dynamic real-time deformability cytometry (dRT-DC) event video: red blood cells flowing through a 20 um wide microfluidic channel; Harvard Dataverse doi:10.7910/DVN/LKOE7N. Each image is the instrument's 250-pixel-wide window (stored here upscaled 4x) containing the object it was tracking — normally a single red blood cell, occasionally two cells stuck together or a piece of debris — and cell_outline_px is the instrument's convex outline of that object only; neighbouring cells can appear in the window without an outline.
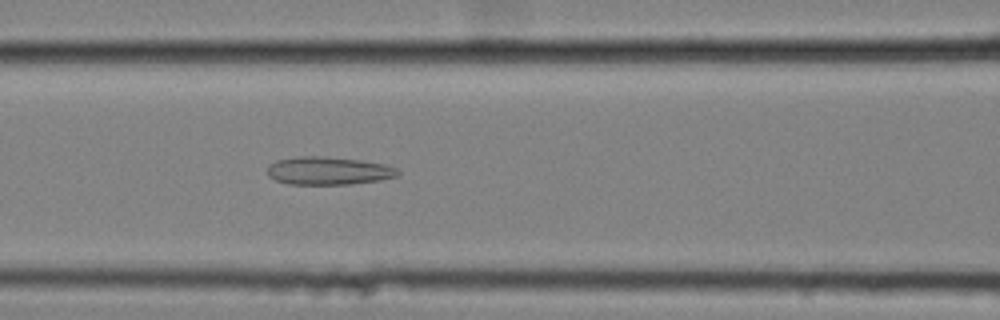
{"species": "common noctule bat (a hibernating species)", "species_latin": "Nyctalus noctula", "temperature_condition": "cold", "stored_images_in_passage": 49, "camera_frame_rate_fps": 3000, "um_per_image_px": 0.085, "animal": {"sex": "female", "body_mass_g": 25.1}, "frame": {"image": 1, "passage_image": 17, "time_ms": 5.333, "image_size_px": [1000, 320], "cell_outline_px": [[400, 172], [396, 176], [380, 180], [348, 184], [288, 184], [276, 180], [268, 176], [268, 164], [276, 160], [300, 156], [324, 156], [360, 160], [384, 164], [396, 168]], "centroid_in_image_um": [27.89, 14.51], "position_along_channel_um": 138.7, "area_um2": 21.21}}
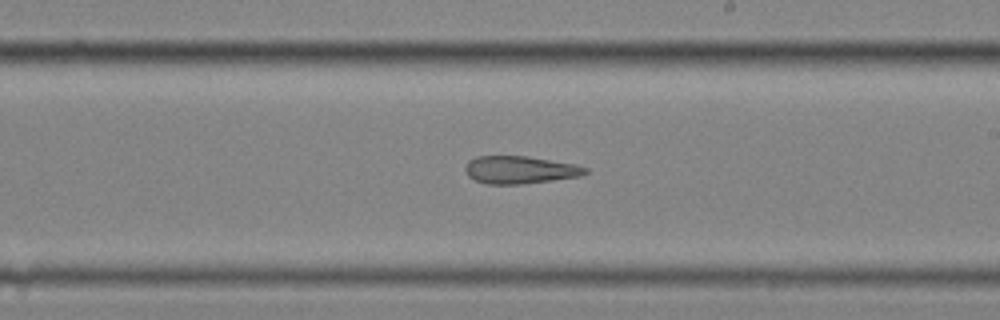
{"frame": {"image": 2, "passage_image": 26, "time_ms": 8.333, "image_size_px": [1000, 320], "cell_outline_px": [[588, 172], [580, 176], [552, 180], [520, 184], [484, 184], [468, 176], [464, 168], [468, 160], [476, 156], [528, 156], [576, 164], [588, 168]], "centroid_in_image_um": [44.18, 14.43], "position_along_channel_um": 244.8, "area_um2": 19.42}}
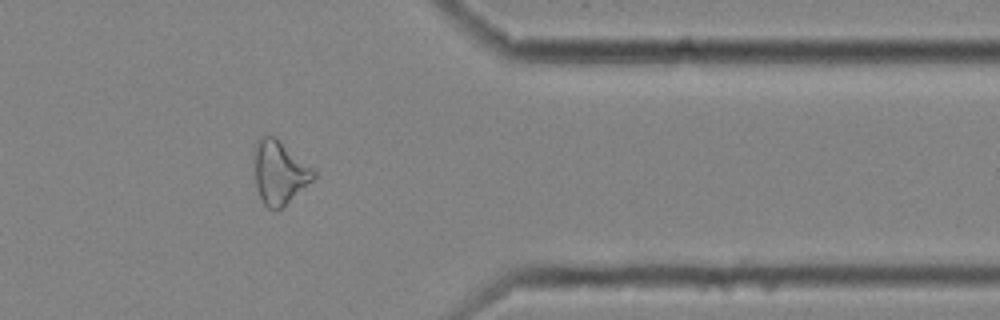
{"frame": {"image": 3, "passage_image": 39, "time_ms": 12.667, "image_size_px": [1000, 320], "cell_outline_px": [[316, 176], [312, 180], [280, 208], [268, 208], [264, 204], [260, 196], [256, 184], [252, 152], [256, 140], [260, 136], [276, 136], [312, 168], [316, 172]], "centroid_in_image_um": [23.7, 14.58], "position_along_channel_um": 387.7, "area_um2": 21.73}, "authors_computed_cell_mechanics": {"area_um2": 22.3686, "velocity_mm_per_s": 3.5432, "shape_relaxation_time_tau1_ms": null, "shape_relaxation_time_tau2_ms": 4.7501, "deformation_change_tau1": null, "deformation_change_tau2": 0.1681}}